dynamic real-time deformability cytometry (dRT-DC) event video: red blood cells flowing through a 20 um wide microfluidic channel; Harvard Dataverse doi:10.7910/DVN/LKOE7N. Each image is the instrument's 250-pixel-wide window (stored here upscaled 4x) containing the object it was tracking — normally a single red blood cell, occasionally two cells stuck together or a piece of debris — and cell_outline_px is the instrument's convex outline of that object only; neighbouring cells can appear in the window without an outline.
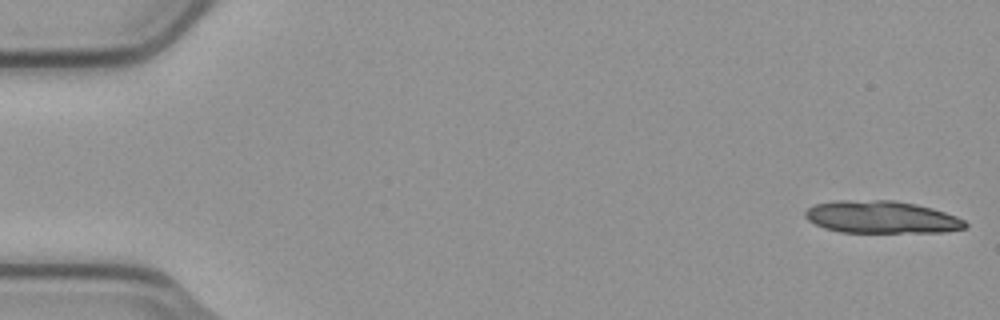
{"species": "common noctule bat (a hibernating species)", "species_latin": "Nyctalus noctula", "temperature_condition": "cold", "stored_images_in_passage": 5, "camera_frame_rate_fps": 3000, "um_per_image_px": 0.085, "animal": {"sex": "male", "body_mass_g": 23.1, "forearm_length_mm": 52.7}, "frame": {"image": 1, "passage_image": 1, "time_ms": 0.0, "image_size_px": [1000, 320], "cell_outline_px": [[968, 224], [964, 228], [944, 232], [840, 232], [824, 228], [808, 220], [804, 216], [804, 212], [808, 208], [816, 204], [836, 200], [896, 200], [916, 204], [932, 208], [956, 216], [964, 220]], "centroid_in_image_um": [74.91, 18.45], "position_along_channel_um": 10.1, "area_um2": 30.23}}